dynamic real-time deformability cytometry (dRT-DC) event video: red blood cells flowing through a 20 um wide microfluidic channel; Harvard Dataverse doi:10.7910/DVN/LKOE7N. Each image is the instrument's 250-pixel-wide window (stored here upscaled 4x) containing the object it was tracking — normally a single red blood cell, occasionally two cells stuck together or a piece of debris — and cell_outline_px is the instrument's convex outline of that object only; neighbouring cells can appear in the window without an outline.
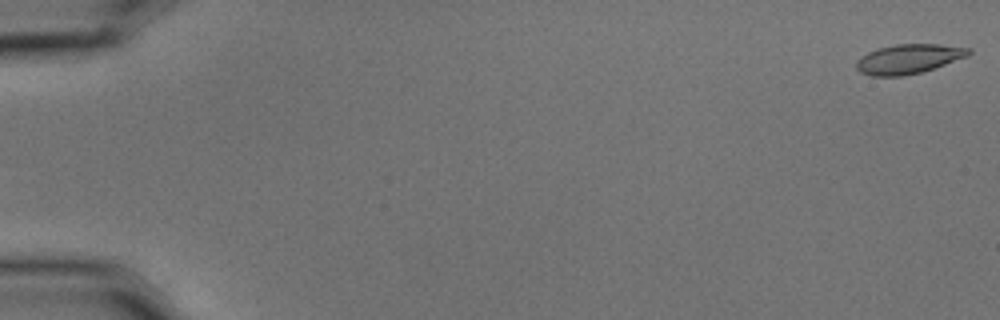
{"species": "common noctule bat (a hibernating species)", "species_latin": "Nyctalus noctula", "temperature_condition": "cold", "stored_images_in_passage": 2, "camera_frame_rate_fps": 3000, "um_per_image_px": 0.085, "animal": {"sex": "male", "body_mass_g": 15.6}, "frame": {"image": 1, "passage_image": 1, "time_ms": 0.0, "image_size_px": [1000, 320], "cell_outline_px": [[972, 52], [968, 56], [920, 72], [900, 76], [872, 76], [860, 72], [856, 68], [856, 60], [860, 56], [868, 52], [880, 48], [896, 44], [940, 44], [972, 48]], "centroid_in_image_um": [77.22, 5.0], "position_along_channel_um": 7.8, "area_um2": 19.19}}